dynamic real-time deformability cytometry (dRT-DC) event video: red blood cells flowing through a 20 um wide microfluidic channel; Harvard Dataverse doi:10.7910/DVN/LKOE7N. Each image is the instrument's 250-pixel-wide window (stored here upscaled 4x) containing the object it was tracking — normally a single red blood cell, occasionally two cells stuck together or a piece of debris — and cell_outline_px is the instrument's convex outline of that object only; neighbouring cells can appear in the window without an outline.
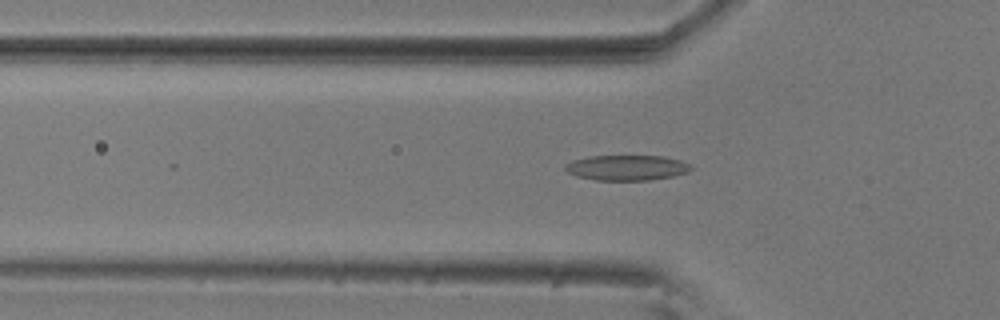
{"species": "common noctule bat (a hibernating species)", "species_latin": "Nyctalus noctula", "temperature_condition": "room temperature", "stored_images_in_passage": 56, "camera_frame_rate_fps": 3000, "um_per_image_px": 0.085, "animal": {"sex": "male", "body_mass_g": 20.5, "forearm_length_mm": 52.5}, "frame": {"image": 1, "passage_image": 18, "time_ms": 5.667, "image_size_px": [1000, 320], "cell_outline_px": [[692, 168], [688, 172], [672, 176], [648, 180], [596, 180], [576, 176], [568, 172], [564, 168], [564, 164], [572, 160], [588, 156], [664, 156], [680, 160], [688, 164]], "centroid_in_image_um": [53.23, 14.25], "position_along_channel_um": 72.6, "area_um2": 18.5}}
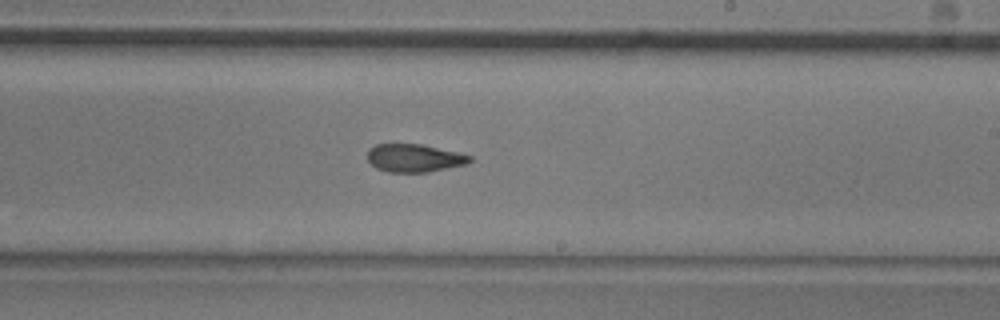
{"frame": {"image": 2, "passage_image": 33, "time_ms": 10.667, "image_size_px": [1000, 320], "cell_outline_px": [[472, 160], [468, 164], [428, 172], [388, 172], [376, 168], [368, 160], [368, 148], [376, 144], [420, 144], [460, 152], [472, 156]], "centroid_in_image_um": [35.24, 13.43], "position_along_channel_um": 253.8, "area_um2": 16.82}}
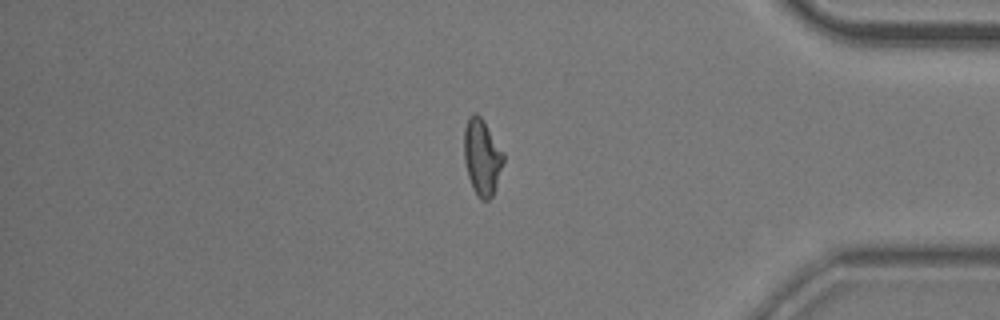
{"frame": {"image": 3, "passage_image": 47, "time_ms": 15.333, "image_size_px": [1000, 320], "cell_outline_px": [[504, 160], [496, 188], [492, 196], [488, 200], [480, 200], [476, 196], [472, 188], [468, 176], [464, 160], [464, 128], [468, 116], [472, 112], [476, 112], [484, 120], [504, 152]], "centroid_in_image_um": [40.97, 13.34], "position_along_channel_um": 394.2, "area_um2": 17.86}, "authors_computed_cell_mechanics": {"area_um2": 17.6868, "velocity_mm_per_s": 3.6107, "shape_relaxation_time_tau1_ms": 7.3833, "shape_relaxation_time_tau2_ms": 5.1728, "deformation_change_tau1": 0.1802, "deformation_change_tau2": 0.1253}}